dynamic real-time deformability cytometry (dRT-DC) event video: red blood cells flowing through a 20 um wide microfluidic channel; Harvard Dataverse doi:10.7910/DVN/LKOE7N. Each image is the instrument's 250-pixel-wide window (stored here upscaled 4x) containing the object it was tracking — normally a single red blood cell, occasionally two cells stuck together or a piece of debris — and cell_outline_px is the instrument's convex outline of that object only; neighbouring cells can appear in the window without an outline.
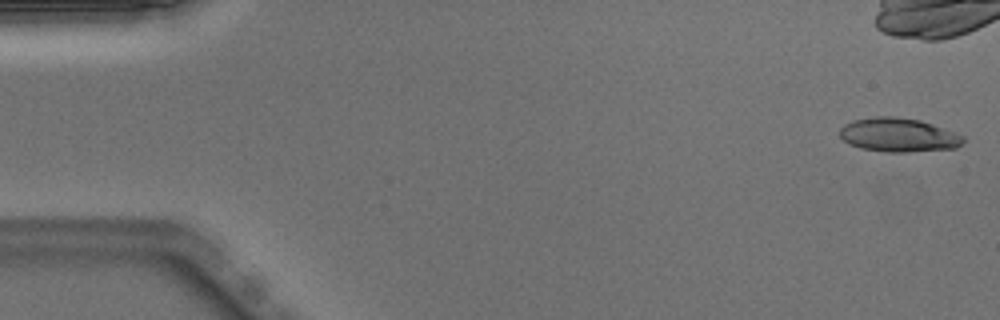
{"species": "Egyptian fruit bat (a non-hibernating species)", "species_latin": "Rousettus aegyptiacus", "temperature_condition": "warm", "stored_images_in_passage": 44, "camera_frame_rate_fps": 3000, "um_per_image_px": 0.085, "animal": {"sex": "male"}, "frame": {"image": 1, "passage_image": 1, "time_ms": 0.0, "image_size_px": [1000, 320], "cell_outline_px": [[964, 140], [956, 148], [908, 152], [888, 152], [860, 148], [848, 144], [840, 136], [840, 128], [844, 124], [852, 120], [876, 116], [896, 116], [920, 120], [932, 124], [964, 136]], "centroid_in_image_um": [76.33, 11.47], "position_along_channel_um": 8.7, "area_um2": 24.39}}
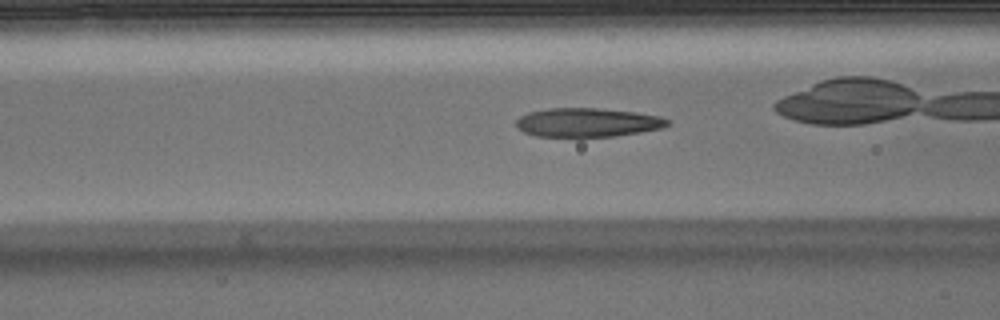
{"frame": {"image": 2, "passage_image": 19, "time_ms": 6.0, "image_size_px": [1000, 320], "cell_outline_px": [[668, 124], [664, 128], [616, 136], [536, 136], [524, 132], [516, 128], [516, 120], [520, 116], [528, 112], [548, 108], [600, 108], [636, 112], [660, 116], [668, 120]], "centroid_in_image_um": [49.92, 10.4], "position_along_channel_um": 116.7, "area_um2": 25.49}, "authors_computed_cell_mechanics": {"area_um2": 25.5187, "velocity_mm_per_s": 4.0253, "shape_relaxation_time_tau1_ms": 7.8841, "shape_relaxation_time_tau2_ms": 1.3671, "deformation_change_tau1": 0.2768, "deformation_change_tau2": 0.103}}